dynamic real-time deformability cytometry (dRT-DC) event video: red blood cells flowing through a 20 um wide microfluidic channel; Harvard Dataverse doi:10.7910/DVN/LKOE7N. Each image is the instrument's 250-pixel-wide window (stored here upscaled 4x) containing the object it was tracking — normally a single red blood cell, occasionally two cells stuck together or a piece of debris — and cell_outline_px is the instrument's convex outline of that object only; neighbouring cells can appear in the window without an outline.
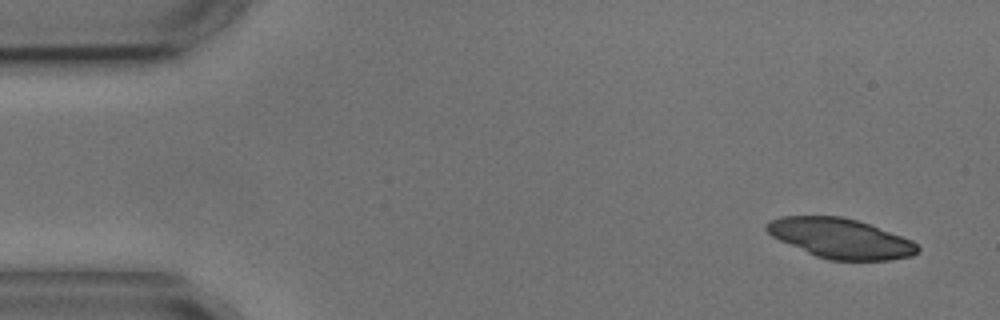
{"species": "common noctule bat (a hibernating species)", "species_latin": "Nyctalus noctula", "temperature_condition": "cold", "stored_images_in_passage": 4, "camera_frame_rate_fps": 3000, "um_per_image_px": 0.085, "animal": {"sex": "male", "body_mass_g": 17.9, "forearm_length_mm": 54.2}, "frame": {"image": 1, "passage_image": 1, "time_ms": 0.0, "image_size_px": [1000, 320], "cell_outline_px": [[920, 248], [912, 256], [892, 260], [828, 260], [816, 256], [780, 240], [772, 236], [764, 228], [764, 224], [768, 220], [780, 216], [840, 216], [856, 220], [868, 224], [912, 240]], "centroid_in_image_um": [71.41, 20.26], "position_along_channel_um": 13.6, "area_um2": 34.85}}